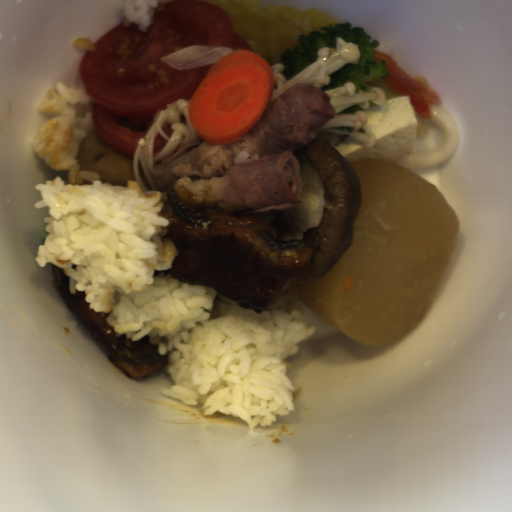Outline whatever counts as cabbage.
I'll list each match as a JSON object with an SVG mask.
<instances>
[{
  "mask_svg": "<svg viewBox=\"0 0 512 512\" xmlns=\"http://www.w3.org/2000/svg\"><path fill=\"white\" fill-rule=\"evenodd\" d=\"M231 52H234L232 48L187 45L160 60L176 70H190L213 65Z\"/></svg>",
  "mask_w": 512,
  "mask_h": 512,
  "instance_id": "4295e07d",
  "label": "cabbage"
}]
</instances>
